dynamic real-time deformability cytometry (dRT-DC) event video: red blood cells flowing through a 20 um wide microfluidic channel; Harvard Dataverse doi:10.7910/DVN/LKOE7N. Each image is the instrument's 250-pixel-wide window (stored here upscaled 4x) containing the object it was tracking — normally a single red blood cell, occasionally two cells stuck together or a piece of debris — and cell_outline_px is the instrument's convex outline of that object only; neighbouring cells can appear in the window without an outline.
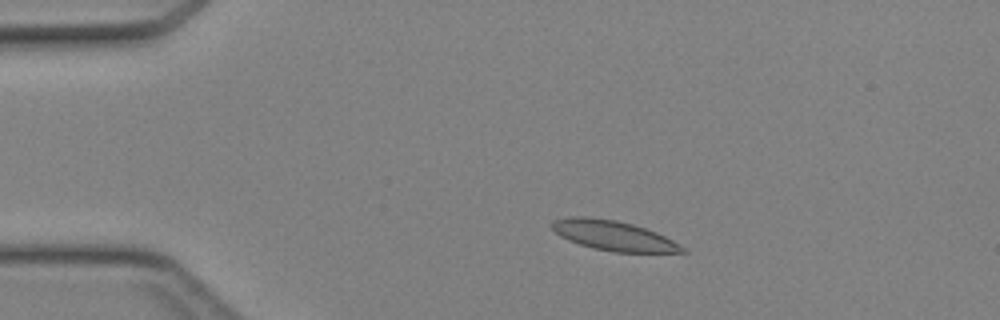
{"species": "Egyptian fruit bat (a non-hibernating species)", "species_latin": "Rousettus aegyptiacus", "temperature_condition": "cold", "stored_images_in_passage": 38, "camera_frame_rate_fps": 3000, "um_per_image_px": 0.085, "animal": {"sex": "female"}, "frame": {"image": 1, "passage_image": 1, "time_ms": 0.0, "image_size_px": [1000, 320], "cell_outline_px": [[688, 252], [612, 252], [592, 248], [568, 240], [560, 236], [548, 224], [552, 220], [568, 216], [588, 216], [616, 220], [632, 224], [656, 232], [688, 248]], "centroid_in_image_um": [52.11, 20.01], "position_along_channel_um": 32.9, "area_um2": 22.89}}
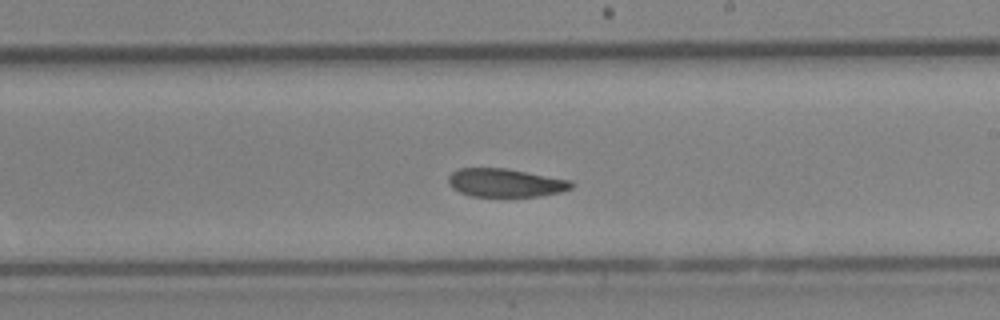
{"frame": {"image": 2, "passage_image": 19, "time_ms": 6.0, "image_size_px": [1000, 320], "cell_outline_px": [[576, 184], [572, 188], [560, 192], [540, 196], [472, 196], [460, 192], [452, 188], [448, 184], [448, 176], [452, 172], [460, 168], [504, 168], [572, 180]], "centroid_in_image_um": [42.98, 15.53], "position_along_channel_um": 246.0, "area_um2": 20.35}}
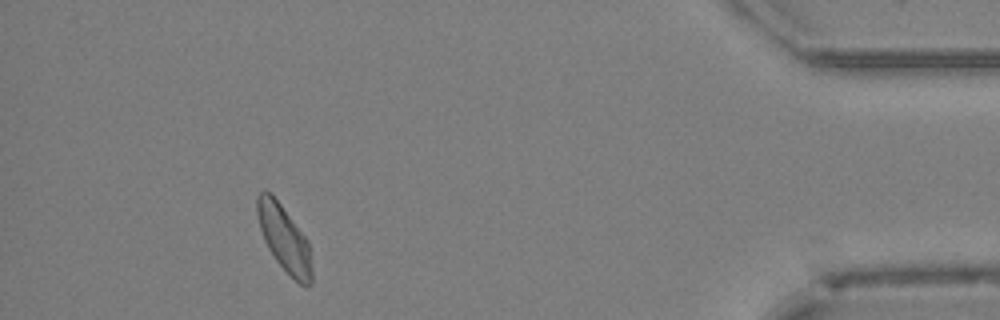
{"frame": {"image": 3, "passage_image": 34, "time_ms": 11.0, "image_size_px": [1000, 320], "cell_outline_px": [[312, 284], [300, 284], [276, 260], [268, 248], [264, 240], [260, 228], [256, 212], [256, 196], [260, 192], [268, 192], [280, 204], [308, 240], [312, 264]], "centroid_in_image_um": [24.16, 20.27], "position_along_channel_um": 411.0, "area_um2": 20.58}}